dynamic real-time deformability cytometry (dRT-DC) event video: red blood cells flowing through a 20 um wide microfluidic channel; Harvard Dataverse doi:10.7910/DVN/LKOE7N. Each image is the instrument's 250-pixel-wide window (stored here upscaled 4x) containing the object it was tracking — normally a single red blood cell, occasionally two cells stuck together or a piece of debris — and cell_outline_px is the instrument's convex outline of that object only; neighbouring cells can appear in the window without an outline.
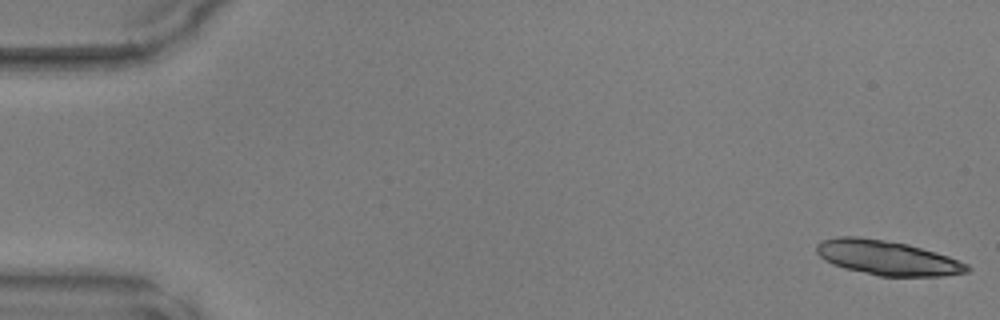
{"species": "common noctule bat (a hibernating species)", "species_latin": "Nyctalus noctula", "temperature_condition": "warm", "stored_images_in_passage": 48, "camera_frame_rate_fps": 3000, "um_per_image_px": 0.085, "animal": {"sex": "male", "body_mass_g": 17.9, "forearm_length_mm": 54.2}, "frame": {"image": 1, "passage_image": 1, "time_ms": 0.0, "image_size_px": [1000, 320], "cell_outline_px": [[972, 268], [968, 272], [944, 276], [880, 276], [844, 268], [832, 264], [820, 256], [816, 252], [816, 244], [820, 240], [840, 236], [856, 236], [884, 240], [908, 244], [936, 252], [948, 256], [968, 264]], "centroid_in_image_um": [75.42, 21.91], "position_along_channel_um": 9.6, "area_um2": 30.4}}
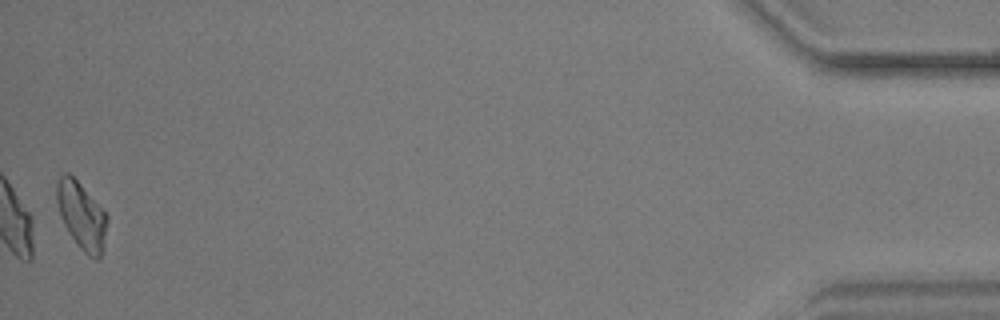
{"frame": {"image": 2, "passage_image": 48, "time_ms": 15.667, "image_size_px": [1000, 320], "cell_outline_px": [[108, 216], [104, 248], [100, 256], [96, 260], [88, 256], [76, 244], [68, 232], [60, 216], [56, 200], [56, 184], [60, 176], [64, 172], [68, 172], [80, 184]], "centroid_in_image_um": [6.92, 18.36], "position_along_channel_um": 428.3, "area_um2": 19.65}}